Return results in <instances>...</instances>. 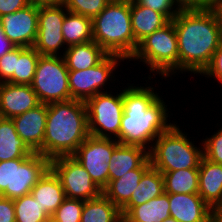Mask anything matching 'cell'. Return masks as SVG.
Wrapping results in <instances>:
<instances>
[{
  "label": "cell",
  "instance_id": "52a82bcc",
  "mask_svg": "<svg viewBox=\"0 0 222 222\" xmlns=\"http://www.w3.org/2000/svg\"><path fill=\"white\" fill-rule=\"evenodd\" d=\"M98 93L86 103L89 135L117 139L124 113L123 88L118 92ZM116 94V95H115Z\"/></svg>",
  "mask_w": 222,
  "mask_h": 222
},
{
  "label": "cell",
  "instance_id": "5bb4252c",
  "mask_svg": "<svg viewBox=\"0 0 222 222\" xmlns=\"http://www.w3.org/2000/svg\"><path fill=\"white\" fill-rule=\"evenodd\" d=\"M39 6H28L0 17L2 30L6 38L15 47H33L38 32Z\"/></svg>",
  "mask_w": 222,
  "mask_h": 222
},
{
  "label": "cell",
  "instance_id": "7bdbcfd3",
  "mask_svg": "<svg viewBox=\"0 0 222 222\" xmlns=\"http://www.w3.org/2000/svg\"><path fill=\"white\" fill-rule=\"evenodd\" d=\"M211 222H222V202L211 207Z\"/></svg>",
  "mask_w": 222,
  "mask_h": 222
},
{
  "label": "cell",
  "instance_id": "836d02e7",
  "mask_svg": "<svg viewBox=\"0 0 222 222\" xmlns=\"http://www.w3.org/2000/svg\"><path fill=\"white\" fill-rule=\"evenodd\" d=\"M201 142L204 157L211 162L222 164V127Z\"/></svg>",
  "mask_w": 222,
  "mask_h": 222
},
{
  "label": "cell",
  "instance_id": "603a6c76",
  "mask_svg": "<svg viewBox=\"0 0 222 222\" xmlns=\"http://www.w3.org/2000/svg\"><path fill=\"white\" fill-rule=\"evenodd\" d=\"M108 53L93 40L67 47L63 58L69 71L85 70L99 64Z\"/></svg>",
  "mask_w": 222,
  "mask_h": 222
},
{
  "label": "cell",
  "instance_id": "9a60e30c",
  "mask_svg": "<svg viewBox=\"0 0 222 222\" xmlns=\"http://www.w3.org/2000/svg\"><path fill=\"white\" fill-rule=\"evenodd\" d=\"M40 104L31 85L0 83V117L12 119Z\"/></svg>",
  "mask_w": 222,
  "mask_h": 222
},
{
  "label": "cell",
  "instance_id": "1f68e13d",
  "mask_svg": "<svg viewBox=\"0 0 222 222\" xmlns=\"http://www.w3.org/2000/svg\"><path fill=\"white\" fill-rule=\"evenodd\" d=\"M84 200L66 198L51 218L55 222H81Z\"/></svg>",
  "mask_w": 222,
  "mask_h": 222
},
{
  "label": "cell",
  "instance_id": "9c48e42d",
  "mask_svg": "<svg viewBox=\"0 0 222 222\" xmlns=\"http://www.w3.org/2000/svg\"><path fill=\"white\" fill-rule=\"evenodd\" d=\"M121 61L124 62L121 56L108 54L94 67L80 71H69L71 100L86 102L96 94L105 92L108 81L116 80L114 72Z\"/></svg>",
  "mask_w": 222,
  "mask_h": 222
},
{
  "label": "cell",
  "instance_id": "f546056e",
  "mask_svg": "<svg viewBox=\"0 0 222 222\" xmlns=\"http://www.w3.org/2000/svg\"><path fill=\"white\" fill-rule=\"evenodd\" d=\"M40 54L34 47H18V58H15L13 84L31 85Z\"/></svg>",
  "mask_w": 222,
  "mask_h": 222
},
{
  "label": "cell",
  "instance_id": "8992f818",
  "mask_svg": "<svg viewBox=\"0 0 222 222\" xmlns=\"http://www.w3.org/2000/svg\"><path fill=\"white\" fill-rule=\"evenodd\" d=\"M142 62L152 75L161 74V78L171 77L179 74V52L177 33L170 20L162 28L154 31L142 39L129 61ZM149 67V68H148ZM178 72V74H177Z\"/></svg>",
  "mask_w": 222,
  "mask_h": 222
},
{
  "label": "cell",
  "instance_id": "7a4b0ae2",
  "mask_svg": "<svg viewBox=\"0 0 222 222\" xmlns=\"http://www.w3.org/2000/svg\"><path fill=\"white\" fill-rule=\"evenodd\" d=\"M177 33L179 73L201 74L222 43L218 18L210 9H182L173 19Z\"/></svg>",
  "mask_w": 222,
  "mask_h": 222
},
{
  "label": "cell",
  "instance_id": "e575fe53",
  "mask_svg": "<svg viewBox=\"0 0 222 222\" xmlns=\"http://www.w3.org/2000/svg\"><path fill=\"white\" fill-rule=\"evenodd\" d=\"M139 3L162 13L169 21L181 11L175 0H140Z\"/></svg>",
  "mask_w": 222,
  "mask_h": 222
},
{
  "label": "cell",
  "instance_id": "7c38bea8",
  "mask_svg": "<svg viewBox=\"0 0 222 222\" xmlns=\"http://www.w3.org/2000/svg\"><path fill=\"white\" fill-rule=\"evenodd\" d=\"M67 11L64 4L39 6L38 32L33 47L40 55H64L67 46H65L62 34V25ZM60 50H62L61 53Z\"/></svg>",
  "mask_w": 222,
  "mask_h": 222
},
{
  "label": "cell",
  "instance_id": "cb8c5ba5",
  "mask_svg": "<svg viewBox=\"0 0 222 222\" xmlns=\"http://www.w3.org/2000/svg\"><path fill=\"white\" fill-rule=\"evenodd\" d=\"M164 193L162 173L152 166L143 174L137 188L132 192L130 200L120 209L126 214L133 206H138Z\"/></svg>",
  "mask_w": 222,
  "mask_h": 222
},
{
  "label": "cell",
  "instance_id": "e0dca14e",
  "mask_svg": "<svg viewBox=\"0 0 222 222\" xmlns=\"http://www.w3.org/2000/svg\"><path fill=\"white\" fill-rule=\"evenodd\" d=\"M169 207L178 222H211V207L198 193L169 194Z\"/></svg>",
  "mask_w": 222,
  "mask_h": 222
},
{
  "label": "cell",
  "instance_id": "bcb514c9",
  "mask_svg": "<svg viewBox=\"0 0 222 222\" xmlns=\"http://www.w3.org/2000/svg\"><path fill=\"white\" fill-rule=\"evenodd\" d=\"M117 222H134L129 217H127L125 214L121 213L117 219Z\"/></svg>",
  "mask_w": 222,
  "mask_h": 222
},
{
  "label": "cell",
  "instance_id": "ba28073f",
  "mask_svg": "<svg viewBox=\"0 0 222 222\" xmlns=\"http://www.w3.org/2000/svg\"><path fill=\"white\" fill-rule=\"evenodd\" d=\"M31 87L43 104L71 100L69 70L63 56L40 55Z\"/></svg>",
  "mask_w": 222,
  "mask_h": 222
},
{
  "label": "cell",
  "instance_id": "7402d4cb",
  "mask_svg": "<svg viewBox=\"0 0 222 222\" xmlns=\"http://www.w3.org/2000/svg\"><path fill=\"white\" fill-rule=\"evenodd\" d=\"M131 26L135 38V51L138 43L147 35L162 28L169 20L157 11L138 3H130Z\"/></svg>",
  "mask_w": 222,
  "mask_h": 222
},
{
  "label": "cell",
  "instance_id": "f907efd6",
  "mask_svg": "<svg viewBox=\"0 0 222 222\" xmlns=\"http://www.w3.org/2000/svg\"><path fill=\"white\" fill-rule=\"evenodd\" d=\"M109 2H120V1H126V0H108Z\"/></svg>",
  "mask_w": 222,
  "mask_h": 222
},
{
  "label": "cell",
  "instance_id": "3957f363",
  "mask_svg": "<svg viewBox=\"0 0 222 222\" xmlns=\"http://www.w3.org/2000/svg\"><path fill=\"white\" fill-rule=\"evenodd\" d=\"M89 136L86 103L80 100L47 104L42 156L52 160L73 155Z\"/></svg>",
  "mask_w": 222,
  "mask_h": 222
},
{
  "label": "cell",
  "instance_id": "f1b7e54d",
  "mask_svg": "<svg viewBox=\"0 0 222 222\" xmlns=\"http://www.w3.org/2000/svg\"><path fill=\"white\" fill-rule=\"evenodd\" d=\"M121 210L103 193L84 201L81 222H117Z\"/></svg>",
  "mask_w": 222,
  "mask_h": 222
},
{
  "label": "cell",
  "instance_id": "4fadbf2b",
  "mask_svg": "<svg viewBox=\"0 0 222 222\" xmlns=\"http://www.w3.org/2000/svg\"><path fill=\"white\" fill-rule=\"evenodd\" d=\"M49 168L50 160L36 152L27 158L12 159L11 189L0 196L14 200L29 194Z\"/></svg>",
  "mask_w": 222,
  "mask_h": 222
},
{
  "label": "cell",
  "instance_id": "30bf717a",
  "mask_svg": "<svg viewBox=\"0 0 222 222\" xmlns=\"http://www.w3.org/2000/svg\"><path fill=\"white\" fill-rule=\"evenodd\" d=\"M116 139L89 135L72 155L90 174L93 182L103 190L109 182L108 165L115 147Z\"/></svg>",
  "mask_w": 222,
  "mask_h": 222
},
{
  "label": "cell",
  "instance_id": "c3c4849f",
  "mask_svg": "<svg viewBox=\"0 0 222 222\" xmlns=\"http://www.w3.org/2000/svg\"><path fill=\"white\" fill-rule=\"evenodd\" d=\"M221 2H222V0H212V6L216 3H221Z\"/></svg>",
  "mask_w": 222,
  "mask_h": 222
},
{
  "label": "cell",
  "instance_id": "ab89813d",
  "mask_svg": "<svg viewBox=\"0 0 222 222\" xmlns=\"http://www.w3.org/2000/svg\"><path fill=\"white\" fill-rule=\"evenodd\" d=\"M28 0H0V17L28 6Z\"/></svg>",
  "mask_w": 222,
  "mask_h": 222
},
{
  "label": "cell",
  "instance_id": "83f0119b",
  "mask_svg": "<svg viewBox=\"0 0 222 222\" xmlns=\"http://www.w3.org/2000/svg\"><path fill=\"white\" fill-rule=\"evenodd\" d=\"M162 175L164 179V193H198L199 168L180 169L165 172Z\"/></svg>",
  "mask_w": 222,
  "mask_h": 222
},
{
  "label": "cell",
  "instance_id": "8d00e7d4",
  "mask_svg": "<svg viewBox=\"0 0 222 222\" xmlns=\"http://www.w3.org/2000/svg\"><path fill=\"white\" fill-rule=\"evenodd\" d=\"M200 75L205 76V78H213V80H217L222 86V43L214 52L210 63Z\"/></svg>",
  "mask_w": 222,
  "mask_h": 222
},
{
  "label": "cell",
  "instance_id": "5b68a950",
  "mask_svg": "<svg viewBox=\"0 0 222 222\" xmlns=\"http://www.w3.org/2000/svg\"><path fill=\"white\" fill-rule=\"evenodd\" d=\"M185 132L174 123L154 141L149 158L151 166L161 173L180 169L199 168L203 155V143L195 146Z\"/></svg>",
  "mask_w": 222,
  "mask_h": 222
},
{
  "label": "cell",
  "instance_id": "ffe728a7",
  "mask_svg": "<svg viewBox=\"0 0 222 222\" xmlns=\"http://www.w3.org/2000/svg\"><path fill=\"white\" fill-rule=\"evenodd\" d=\"M150 167L151 161L148 158L139 168L128 171L121 178L109 180L102 193L121 209L130 200L132 192L137 188L141 177Z\"/></svg>",
  "mask_w": 222,
  "mask_h": 222
},
{
  "label": "cell",
  "instance_id": "4dcf8cb0",
  "mask_svg": "<svg viewBox=\"0 0 222 222\" xmlns=\"http://www.w3.org/2000/svg\"><path fill=\"white\" fill-rule=\"evenodd\" d=\"M16 222H45L50 217L29 193L13 200Z\"/></svg>",
  "mask_w": 222,
  "mask_h": 222
},
{
  "label": "cell",
  "instance_id": "484cf974",
  "mask_svg": "<svg viewBox=\"0 0 222 222\" xmlns=\"http://www.w3.org/2000/svg\"><path fill=\"white\" fill-rule=\"evenodd\" d=\"M62 26V34L67 47L93 40L92 19L86 16L67 11Z\"/></svg>",
  "mask_w": 222,
  "mask_h": 222
},
{
  "label": "cell",
  "instance_id": "816d5d0a",
  "mask_svg": "<svg viewBox=\"0 0 222 222\" xmlns=\"http://www.w3.org/2000/svg\"><path fill=\"white\" fill-rule=\"evenodd\" d=\"M45 222H55L52 218H49L48 220H46Z\"/></svg>",
  "mask_w": 222,
  "mask_h": 222
},
{
  "label": "cell",
  "instance_id": "f35d334b",
  "mask_svg": "<svg viewBox=\"0 0 222 222\" xmlns=\"http://www.w3.org/2000/svg\"><path fill=\"white\" fill-rule=\"evenodd\" d=\"M12 160L0 162V195L11 189Z\"/></svg>",
  "mask_w": 222,
  "mask_h": 222
},
{
  "label": "cell",
  "instance_id": "d6a6232c",
  "mask_svg": "<svg viewBox=\"0 0 222 222\" xmlns=\"http://www.w3.org/2000/svg\"><path fill=\"white\" fill-rule=\"evenodd\" d=\"M108 3V0H65L64 5L70 12L93 19Z\"/></svg>",
  "mask_w": 222,
  "mask_h": 222
},
{
  "label": "cell",
  "instance_id": "d6986e66",
  "mask_svg": "<svg viewBox=\"0 0 222 222\" xmlns=\"http://www.w3.org/2000/svg\"><path fill=\"white\" fill-rule=\"evenodd\" d=\"M149 158V151L141 146L119 143L112 153L109 180L121 178L125 173L139 168Z\"/></svg>",
  "mask_w": 222,
  "mask_h": 222
},
{
  "label": "cell",
  "instance_id": "6da1fadb",
  "mask_svg": "<svg viewBox=\"0 0 222 222\" xmlns=\"http://www.w3.org/2000/svg\"><path fill=\"white\" fill-rule=\"evenodd\" d=\"M128 84L123 89L124 113L116 140L121 144L141 146L150 151L159 135L174 124L170 122L169 116L172 114L169 115L166 102L150 84L146 87Z\"/></svg>",
  "mask_w": 222,
  "mask_h": 222
},
{
  "label": "cell",
  "instance_id": "8fae6325",
  "mask_svg": "<svg viewBox=\"0 0 222 222\" xmlns=\"http://www.w3.org/2000/svg\"><path fill=\"white\" fill-rule=\"evenodd\" d=\"M50 168L59 177L66 198L86 201L102 193L90 174L72 155L50 160Z\"/></svg>",
  "mask_w": 222,
  "mask_h": 222
},
{
  "label": "cell",
  "instance_id": "277c9868",
  "mask_svg": "<svg viewBox=\"0 0 222 222\" xmlns=\"http://www.w3.org/2000/svg\"><path fill=\"white\" fill-rule=\"evenodd\" d=\"M93 41L108 54L130 60L135 53V38L131 26L130 3L109 2L92 19Z\"/></svg>",
  "mask_w": 222,
  "mask_h": 222
},
{
  "label": "cell",
  "instance_id": "f6af8a7d",
  "mask_svg": "<svg viewBox=\"0 0 222 222\" xmlns=\"http://www.w3.org/2000/svg\"><path fill=\"white\" fill-rule=\"evenodd\" d=\"M212 9L218 18V22H219V25H220L221 31H222V2L214 4L212 6Z\"/></svg>",
  "mask_w": 222,
  "mask_h": 222
},
{
  "label": "cell",
  "instance_id": "ee69618b",
  "mask_svg": "<svg viewBox=\"0 0 222 222\" xmlns=\"http://www.w3.org/2000/svg\"><path fill=\"white\" fill-rule=\"evenodd\" d=\"M32 5H61L64 4L65 0H28Z\"/></svg>",
  "mask_w": 222,
  "mask_h": 222
},
{
  "label": "cell",
  "instance_id": "7dc6e473",
  "mask_svg": "<svg viewBox=\"0 0 222 222\" xmlns=\"http://www.w3.org/2000/svg\"><path fill=\"white\" fill-rule=\"evenodd\" d=\"M162 222H178V221H176L174 218H172V217L170 216V217L164 219Z\"/></svg>",
  "mask_w": 222,
  "mask_h": 222
},
{
  "label": "cell",
  "instance_id": "681fc988",
  "mask_svg": "<svg viewBox=\"0 0 222 222\" xmlns=\"http://www.w3.org/2000/svg\"><path fill=\"white\" fill-rule=\"evenodd\" d=\"M128 1L129 3H138L140 0H126Z\"/></svg>",
  "mask_w": 222,
  "mask_h": 222
},
{
  "label": "cell",
  "instance_id": "2e32d148",
  "mask_svg": "<svg viewBox=\"0 0 222 222\" xmlns=\"http://www.w3.org/2000/svg\"><path fill=\"white\" fill-rule=\"evenodd\" d=\"M47 104L41 103L36 108L12 118L16 132L27 146L42 155L45 136Z\"/></svg>",
  "mask_w": 222,
  "mask_h": 222
},
{
  "label": "cell",
  "instance_id": "ac0fdd59",
  "mask_svg": "<svg viewBox=\"0 0 222 222\" xmlns=\"http://www.w3.org/2000/svg\"><path fill=\"white\" fill-rule=\"evenodd\" d=\"M30 194L50 218L66 199L62 183L51 168L39 179Z\"/></svg>",
  "mask_w": 222,
  "mask_h": 222
},
{
  "label": "cell",
  "instance_id": "4316f807",
  "mask_svg": "<svg viewBox=\"0 0 222 222\" xmlns=\"http://www.w3.org/2000/svg\"><path fill=\"white\" fill-rule=\"evenodd\" d=\"M169 194L153 198L146 203L133 206L125 215L134 222H162L170 217Z\"/></svg>",
  "mask_w": 222,
  "mask_h": 222
},
{
  "label": "cell",
  "instance_id": "60d3db41",
  "mask_svg": "<svg viewBox=\"0 0 222 222\" xmlns=\"http://www.w3.org/2000/svg\"><path fill=\"white\" fill-rule=\"evenodd\" d=\"M180 9H210L212 0H175Z\"/></svg>",
  "mask_w": 222,
  "mask_h": 222
},
{
  "label": "cell",
  "instance_id": "b9f144b4",
  "mask_svg": "<svg viewBox=\"0 0 222 222\" xmlns=\"http://www.w3.org/2000/svg\"><path fill=\"white\" fill-rule=\"evenodd\" d=\"M13 48H15L14 44L6 38L0 23V57L8 51H11Z\"/></svg>",
  "mask_w": 222,
  "mask_h": 222
},
{
  "label": "cell",
  "instance_id": "74e56055",
  "mask_svg": "<svg viewBox=\"0 0 222 222\" xmlns=\"http://www.w3.org/2000/svg\"><path fill=\"white\" fill-rule=\"evenodd\" d=\"M0 222H16L12 199L0 196Z\"/></svg>",
  "mask_w": 222,
  "mask_h": 222
},
{
  "label": "cell",
  "instance_id": "d4e9b609",
  "mask_svg": "<svg viewBox=\"0 0 222 222\" xmlns=\"http://www.w3.org/2000/svg\"><path fill=\"white\" fill-rule=\"evenodd\" d=\"M33 153L19 137L13 120L0 117V162L27 158Z\"/></svg>",
  "mask_w": 222,
  "mask_h": 222
},
{
  "label": "cell",
  "instance_id": "44dd1931",
  "mask_svg": "<svg viewBox=\"0 0 222 222\" xmlns=\"http://www.w3.org/2000/svg\"><path fill=\"white\" fill-rule=\"evenodd\" d=\"M198 194L210 207L222 202V164L204 156L199 164Z\"/></svg>",
  "mask_w": 222,
  "mask_h": 222
},
{
  "label": "cell",
  "instance_id": "d590c367",
  "mask_svg": "<svg viewBox=\"0 0 222 222\" xmlns=\"http://www.w3.org/2000/svg\"><path fill=\"white\" fill-rule=\"evenodd\" d=\"M15 58H18V47L13 48L0 57V83L9 82L13 84Z\"/></svg>",
  "mask_w": 222,
  "mask_h": 222
}]
</instances>
